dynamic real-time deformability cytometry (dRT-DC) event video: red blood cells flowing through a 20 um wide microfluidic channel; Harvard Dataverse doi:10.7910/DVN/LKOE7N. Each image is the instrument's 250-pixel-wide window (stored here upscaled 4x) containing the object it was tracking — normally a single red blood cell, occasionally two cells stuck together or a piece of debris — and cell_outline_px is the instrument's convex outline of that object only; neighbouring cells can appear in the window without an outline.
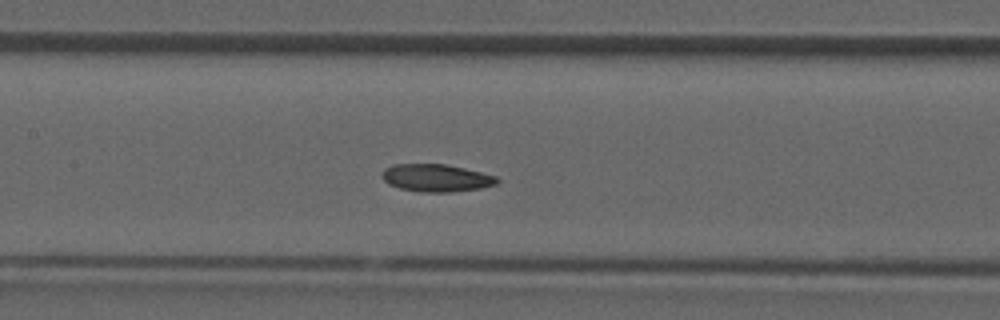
{"species": "common noctule bat (a hibernating species)", "species_latin": "Nyctalus noctula", "temperature_condition": "room temperature", "stored_images_in_passage": 38, "camera_frame_rate_fps": 3000, "um_per_image_px": 0.085, "animal": {"sex": "male", "forearm_length_mm": 52.5}, "frame": {"image": 1, "passage_image": 16, "time_ms": 5.0, "image_size_px": [1000, 320], "cell_outline_px": [[500, 180], [496, 184], [480, 188], [448, 192], [420, 192], [400, 188], [388, 184], [380, 176], [384, 168], [392, 164], [444, 164], [464, 168], [496, 176]], "centroid_in_image_um": [37.04, 15.12], "position_along_channel_um": 170.4, "area_um2": 18.44}}